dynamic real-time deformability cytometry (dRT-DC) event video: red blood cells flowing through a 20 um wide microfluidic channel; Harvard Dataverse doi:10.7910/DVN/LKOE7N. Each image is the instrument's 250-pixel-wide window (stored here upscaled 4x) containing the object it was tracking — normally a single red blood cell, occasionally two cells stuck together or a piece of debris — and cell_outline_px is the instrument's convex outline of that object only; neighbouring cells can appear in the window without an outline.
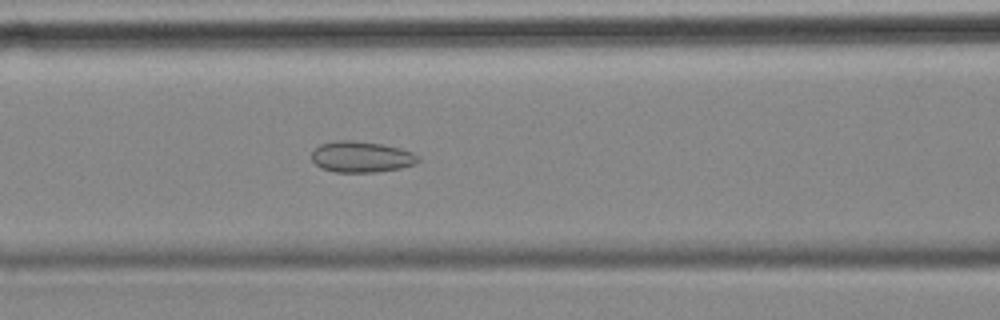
{"species": "common noctule bat (a hibernating species)", "species_latin": "Nyctalus noctula", "temperature_condition": "cold", "stored_images_in_passage": 56, "camera_frame_rate_fps": 3000, "um_per_image_px": 0.085, "animal": {"sex": "female", "body_mass_g": 18.4}, "frame": {"image": 1, "passage_image": 23, "time_ms": 7.333, "image_size_px": [1000, 320], "cell_outline_px": [[420, 160], [416, 164], [400, 168], [376, 172], [336, 172], [320, 168], [312, 160], [312, 152], [320, 144], [336, 140], [352, 140], [380, 144], [400, 148], [412, 152]], "centroid_in_image_um": [30.7, 13.33], "position_along_channel_um": 135.9, "area_um2": 19.19}}
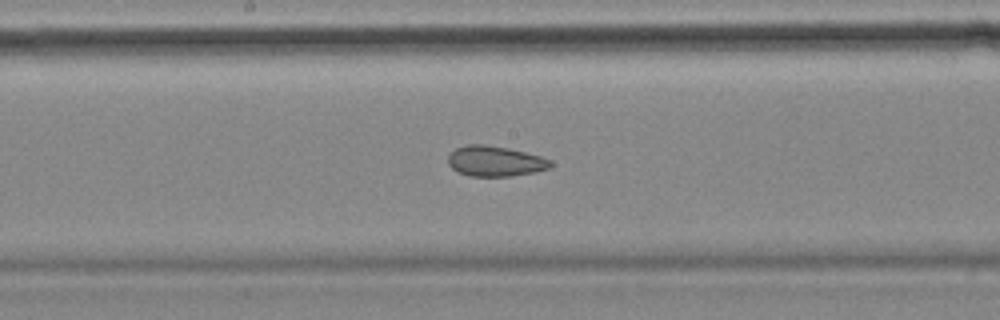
{"frame": {"image": 2, "passage_image": 29, "time_ms": 9.333, "image_size_px": [1000, 320], "cell_outline_px": [[552, 164], [548, 168], [536, 172], [512, 176], [468, 176], [452, 168], [448, 164], [448, 156], [456, 148], [468, 144], [484, 144], [508, 148], [540, 156], [552, 160]], "centroid_in_image_um": [42.09, 13.7], "position_along_channel_um": 206.1, "area_um2": 18.09}}
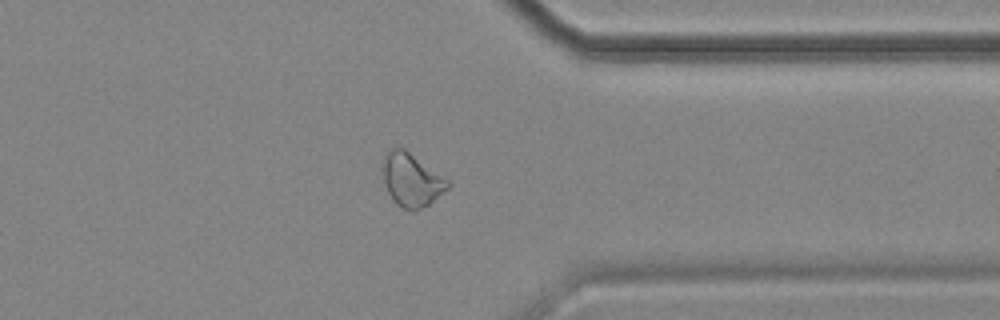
{"frame": {"image": 3, "passage_image": 44, "time_ms": 14.333, "image_size_px": [1000, 320], "cell_outline_px": [[452, 184], [448, 188], [428, 204], [420, 208], [404, 208], [396, 204], [392, 200], [384, 184], [380, 164], [388, 152], [392, 148], [404, 148], [448, 180]], "centroid_in_image_um": [34.93, 15.26], "position_along_channel_um": 376.5, "area_um2": 19.83}, "authors_computed_cell_mechanics": {"area_um2": 21.5883, "velocity_mm_per_s": 3.522, "shape_relaxation_time_tau1_ms": null, "shape_relaxation_time_tau2_ms": 3.4303, "deformation_change_tau1": null, "deformation_change_tau2": 0.0952}}